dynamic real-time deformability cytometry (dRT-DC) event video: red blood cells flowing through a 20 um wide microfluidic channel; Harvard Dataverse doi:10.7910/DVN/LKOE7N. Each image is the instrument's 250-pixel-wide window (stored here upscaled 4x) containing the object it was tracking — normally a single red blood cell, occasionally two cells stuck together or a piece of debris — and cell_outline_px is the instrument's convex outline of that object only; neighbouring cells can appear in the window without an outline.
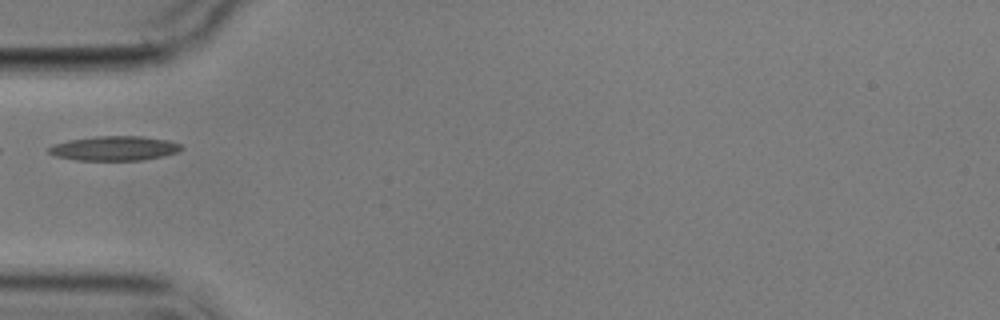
{"species": "common noctule bat (a hibernating species)", "species_latin": "Nyctalus noctula", "temperature_condition": "cold", "stored_images_in_passage": 4, "camera_frame_rate_fps": 3000, "um_per_image_px": 0.085, "animal": {"sex": "male", "body_mass_g": 17.9}, "frame": {"image": 1, "passage_image": 1, "time_ms": 0.0, "image_size_px": [1000, 320], "cell_outline_px": [[184, 148], [176, 152], [164, 156], [144, 160], [76, 160], [56, 156], [48, 152], [48, 148], [52, 144], [68, 140], [96, 136], [144, 136], [168, 140], [180, 144]], "centroid_in_image_um": [9.72, 12.6], "position_along_channel_um": 75.3, "area_um2": 19.02}}
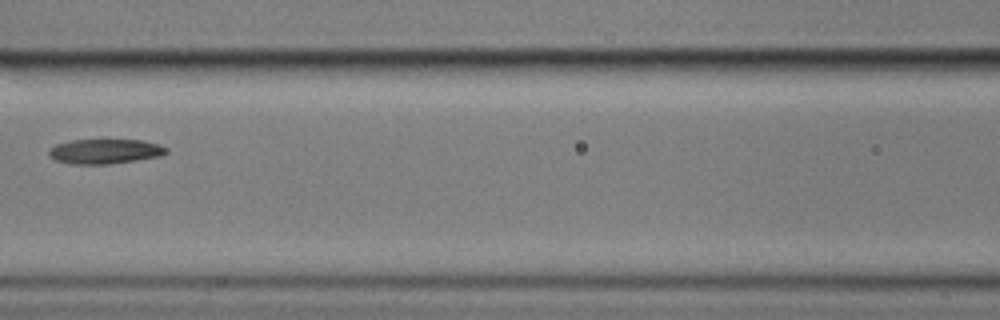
{"frame": {"image": 2, "passage_image": 3, "time_ms": 2.333, "image_size_px": [1000, 320], "cell_outline_px": [[168, 152], [160, 156], [136, 160], [108, 164], [68, 164], [56, 160], [48, 152], [48, 148], [56, 144], [72, 140], [144, 140], [160, 144], [168, 148]], "centroid_in_image_um": [8.94, 12.86], "position_along_channel_um": 157.7, "area_um2": 16.99}}
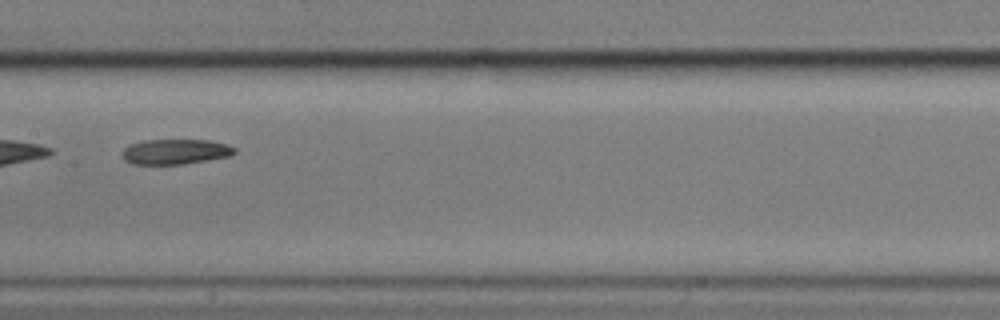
{"frame": {"image": 3, "passage_image": 4, "time_ms": 3.333, "image_size_px": [1000, 320], "cell_outline_px": [[236, 152], [228, 156], [184, 164], [132, 164], [124, 160], [120, 156], [120, 152], [124, 148], [132, 144], [144, 140], [212, 140], [228, 144], [236, 148]], "centroid_in_image_um": [14.88, 12.89], "position_along_channel_um": 192.5, "area_um2": 16.59}}